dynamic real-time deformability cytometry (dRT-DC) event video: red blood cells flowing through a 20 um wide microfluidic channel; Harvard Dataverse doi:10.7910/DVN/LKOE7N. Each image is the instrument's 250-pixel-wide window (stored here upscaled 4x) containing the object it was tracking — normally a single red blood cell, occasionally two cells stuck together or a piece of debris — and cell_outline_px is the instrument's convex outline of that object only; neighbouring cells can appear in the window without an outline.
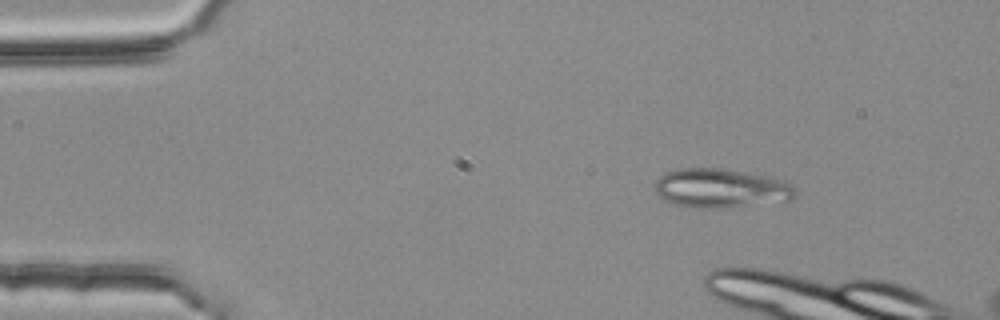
{"species": "common noctule bat (a hibernating species)", "species_latin": "Nyctalus noctula", "temperature_condition": "room temperature", "stored_images_in_passage": 3, "camera_frame_rate_fps": 3000, "um_per_image_px": 0.085, "animal": {"sex": "female", "body_mass_g": 25.1}, "frame": {"image": 1, "passage_image": 1, "time_ms": 0.0, "image_size_px": [1000, 320], "cell_outline_px": [[796, 196], [792, 200], [724, 208], [692, 208], [672, 204], [664, 200], [656, 192], [656, 180], [664, 172], [676, 168], [720, 168], [764, 176], [784, 180], [792, 184], [796, 188]], "centroid_in_image_um": [61.26, 16.01], "position_along_channel_um": 23.7, "area_um2": 32.19}}